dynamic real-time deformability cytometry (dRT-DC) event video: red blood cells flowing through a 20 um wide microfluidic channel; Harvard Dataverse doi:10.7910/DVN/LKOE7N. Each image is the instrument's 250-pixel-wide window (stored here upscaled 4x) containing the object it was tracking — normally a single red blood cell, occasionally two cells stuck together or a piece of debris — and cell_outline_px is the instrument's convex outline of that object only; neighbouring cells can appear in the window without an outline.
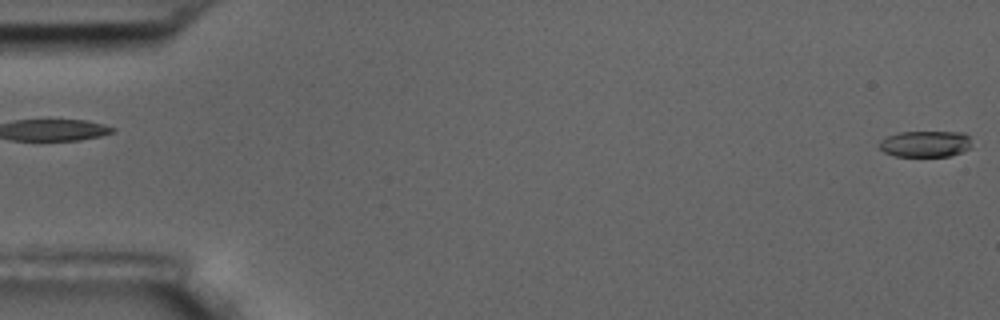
{"species": "common noctule bat (a hibernating species)", "species_latin": "Nyctalus noctula", "temperature_condition": "room temperature", "stored_images_in_passage": 6, "camera_frame_rate_fps": 3000, "um_per_image_px": 0.085, "animal": {"sex": "male", "body_mass_g": 17.5, "forearm_length_mm": 52.3}, "frame": {"image": 1, "passage_image": 6, "time_ms": 5.667, "image_size_px": [1000, 320], "cell_outline_px": [[972, 148], [948, 156], [896, 156], [884, 152], [880, 148], [880, 140], [888, 136], [900, 132], [964, 132], [968, 136]], "centroid_in_image_um": [78.67, 12.23], "position_along_channel_um": 6.3, "area_um2": 14.05}}